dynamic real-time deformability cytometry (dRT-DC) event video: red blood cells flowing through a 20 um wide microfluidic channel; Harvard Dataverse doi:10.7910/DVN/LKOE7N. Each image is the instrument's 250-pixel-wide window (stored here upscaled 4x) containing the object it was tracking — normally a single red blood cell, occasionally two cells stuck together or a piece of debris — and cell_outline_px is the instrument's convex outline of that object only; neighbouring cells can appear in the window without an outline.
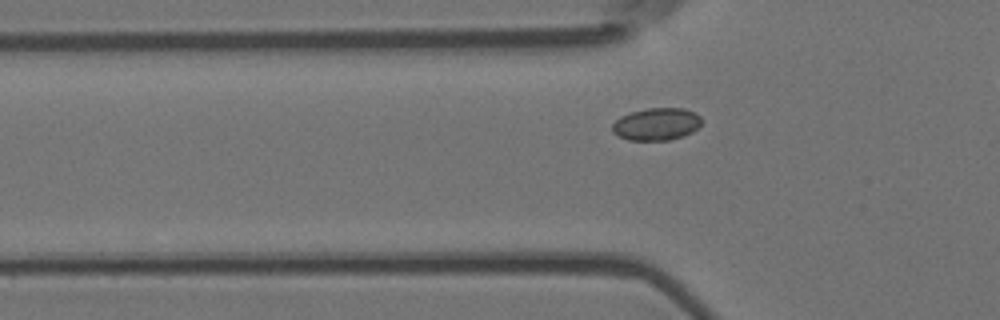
{"species": "Egyptian fruit bat (a non-hibernating species)", "species_latin": "Rousettus aegyptiacus", "temperature_condition": "room temperature", "stored_images_in_passage": 30, "camera_frame_rate_fps": 3000, "um_per_image_px": 0.085, "animal": {"sex": "female"}, "frame": {"image": 1, "passage_image": 2, "time_ms": 0.333, "image_size_px": [1000, 320], "cell_outline_px": [[704, 120], [700, 128], [684, 136], [668, 140], [628, 140], [612, 132], [612, 124], [620, 116], [632, 112], [648, 108], [684, 108], [696, 112]], "centroid_in_image_um": [55.86, 10.54], "position_along_channel_um": 69.9, "area_um2": 17.11}}
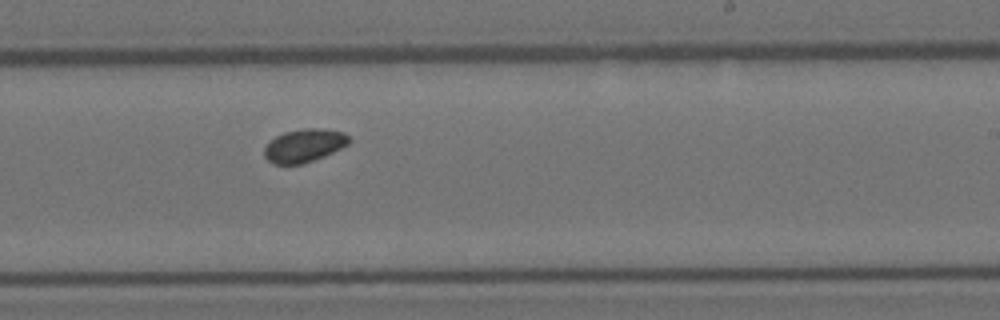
{"frame": {"image": 2, "passage_image": 18, "time_ms": 5.667, "image_size_px": [1000, 320], "cell_outline_px": [[352, 140], [348, 144], [324, 156], [304, 164], [272, 164], [264, 156], [264, 148], [276, 136], [284, 132], [304, 128], [320, 128], [344, 132]], "centroid_in_image_um": [25.86, 12.37], "position_along_channel_um": 263.1, "area_um2": 16.36}}
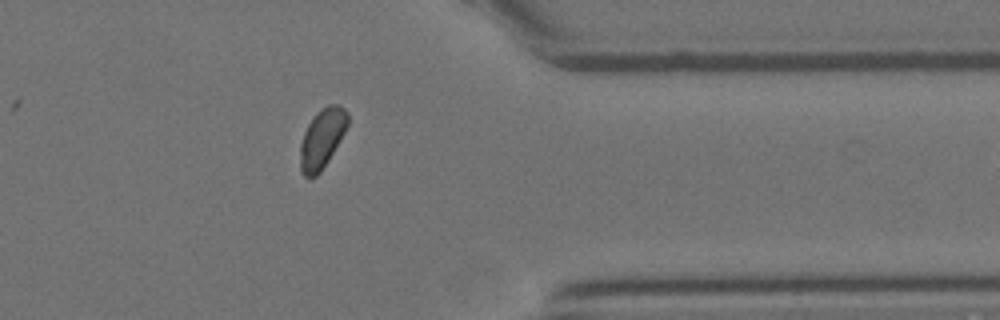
{"frame": {"image": 3, "passage_image": 29, "time_ms": 9.333, "image_size_px": [1000, 320], "cell_outline_px": [[348, 124], [344, 132], [328, 160], [320, 172], [316, 176], [304, 176], [300, 172], [300, 144], [304, 132], [312, 116], [316, 112], [328, 104], [340, 104], [348, 112]], "centroid_in_image_um": [27.36, 11.74], "position_along_channel_um": 384.0, "area_um2": 16.42}}